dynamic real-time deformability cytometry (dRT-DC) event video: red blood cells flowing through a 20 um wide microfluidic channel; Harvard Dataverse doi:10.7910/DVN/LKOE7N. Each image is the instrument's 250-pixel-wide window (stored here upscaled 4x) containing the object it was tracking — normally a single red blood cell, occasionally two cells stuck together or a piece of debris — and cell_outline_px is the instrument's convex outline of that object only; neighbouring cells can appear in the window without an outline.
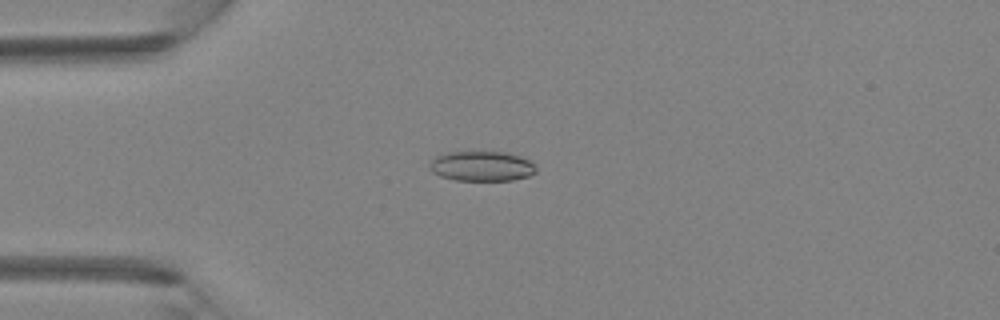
{"species": "Egyptian fruit bat (a non-hibernating species)", "species_latin": "Rousettus aegyptiacus", "temperature_condition": "room temperature", "stored_images_in_passage": 5, "camera_frame_rate_fps": 3000, "um_per_image_px": 0.085, "animal": {"sex": "female"}, "frame": {"image": 1, "passage_image": 3, "time_ms": 0.667, "image_size_px": [1000, 320], "cell_outline_px": [[536, 172], [528, 176], [512, 180], [456, 180], [440, 176], [432, 172], [428, 164], [436, 156], [444, 152], [508, 152], [520, 156], [528, 160], [536, 168]], "centroid_in_image_um": [40.92, 14.12], "position_along_channel_um": 44.1, "area_um2": 18.55}}
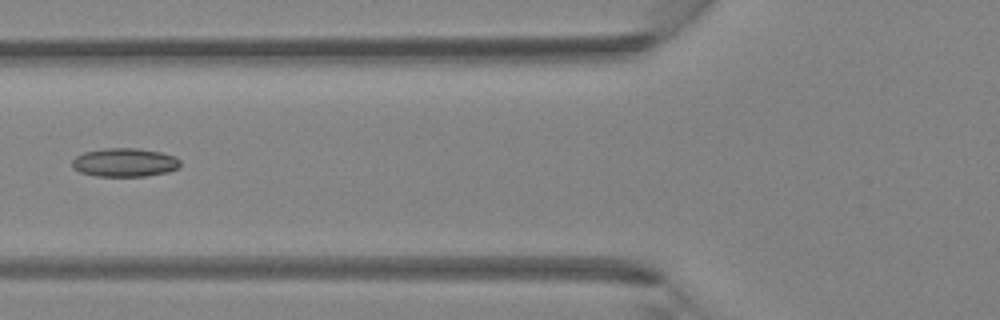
{"frame": {"image": 2, "passage_image": 5, "time_ms": 1.333, "image_size_px": [1000, 320], "cell_outline_px": [[180, 168], [168, 172], [144, 176], [96, 176], [80, 172], [72, 168], [72, 160], [76, 156], [84, 152], [104, 148], [136, 148], [160, 152], [176, 156], [180, 160]], "centroid_in_image_um": [10.6, 13.81], "position_along_channel_um": 115.2, "area_um2": 18.15}}